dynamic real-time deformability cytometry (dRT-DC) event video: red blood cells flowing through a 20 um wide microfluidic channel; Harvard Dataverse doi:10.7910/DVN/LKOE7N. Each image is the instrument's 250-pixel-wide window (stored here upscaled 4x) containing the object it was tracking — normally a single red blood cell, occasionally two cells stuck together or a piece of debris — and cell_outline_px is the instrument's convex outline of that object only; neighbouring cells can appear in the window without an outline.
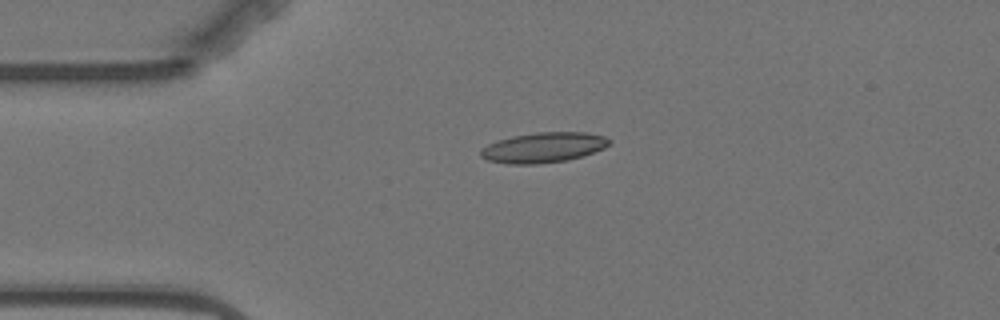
{"species": "Egyptian fruit bat (a non-hibernating species)", "species_latin": "Rousettus aegyptiacus", "temperature_condition": "warm", "stored_images_in_passage": 2, "camera_frame_rate_fps": 3000, "um_per_image_px": 0.085, "animal": {"sex": "female"}, "frame": {"image": 1, "passage_image": 1, "time_ms": 0.0, "image_size_px": [1000, 320], "cell_outline_px": [[612, 140], [604, 148], [580, 156], [564, 160], [536, 164], [508, 164], [488, 160], [480, 156], [480, 148], [496, 140], [512, 136], [536, 132], [584, 132], [604, 136]], "centroid_in_image_um": [46.14, 12.53], "position_along_channel_um": 38.9, "area_um2": 22.48}}